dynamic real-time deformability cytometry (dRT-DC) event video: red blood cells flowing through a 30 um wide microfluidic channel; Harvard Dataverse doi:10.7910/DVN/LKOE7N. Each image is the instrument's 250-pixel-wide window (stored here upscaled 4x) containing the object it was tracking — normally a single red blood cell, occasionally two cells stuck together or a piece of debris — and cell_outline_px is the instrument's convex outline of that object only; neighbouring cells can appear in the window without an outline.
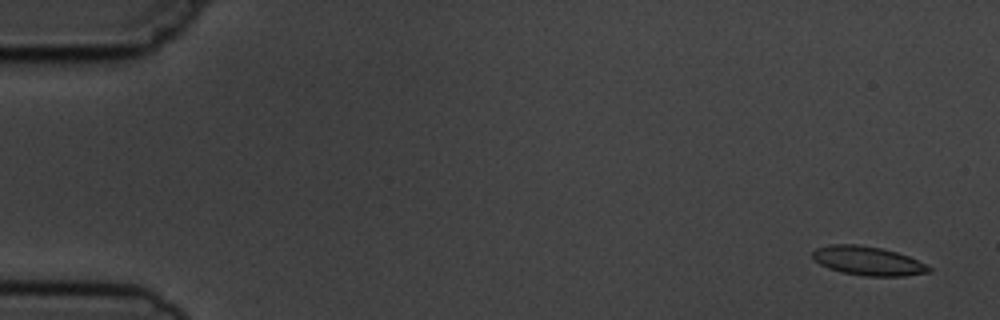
{"species": "common noctule bat (a hibernating species)", "species_latin": "Nyctalus noctula", "temperature_condition": "cold", "stored_images_in_passage": 5, "camera_frame_rate_fps": 3000, "um_per_image_px": 0.085, "animal": {"sex": "male", "body_mass_g": 19.5, "forearm_length_mm": 54.6}, "frame": {"image": 1, "passage_image": 1, "time_ms": 0.0, "image_size_px": [1000, 320], "cell_outline_px": [[932, 272], [904, 276], [864, 276], [840, 272], [828, 268], [820, 264], [812, 256], [812, 252], [816, 248], [828, 244], [856, 244], [880, 248], [896, 252], [908, 256], [932, 268]], "centroid_in_image_um": [73.75, 22.18], "position_along_channel_um": 11.2, "area_um2": 19.59}}
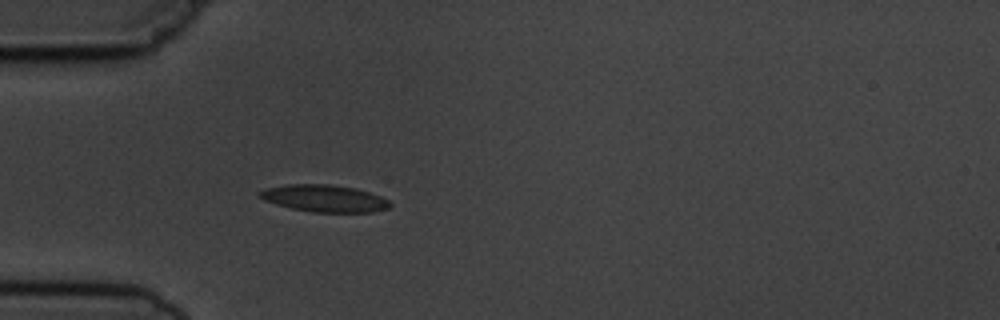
{"frame": {"image": 2, "passage_image": 5, "time_ms": 4.667, "image_size_px": [1000, 320], "cell_outline_px": [[392, 204], [388, 208], [372, 212], [312, 212], [292, 208], [276, 204], [264, 200], [256, 196], [256, 192], [268, 188], [288, 184], [328, 184], [356, 188], [380, 196], [388, 200]], "centroid_in_image_um": [27.54, 16.86], "position_along_channel_um": 57.5, "area_um2": 20.52}}